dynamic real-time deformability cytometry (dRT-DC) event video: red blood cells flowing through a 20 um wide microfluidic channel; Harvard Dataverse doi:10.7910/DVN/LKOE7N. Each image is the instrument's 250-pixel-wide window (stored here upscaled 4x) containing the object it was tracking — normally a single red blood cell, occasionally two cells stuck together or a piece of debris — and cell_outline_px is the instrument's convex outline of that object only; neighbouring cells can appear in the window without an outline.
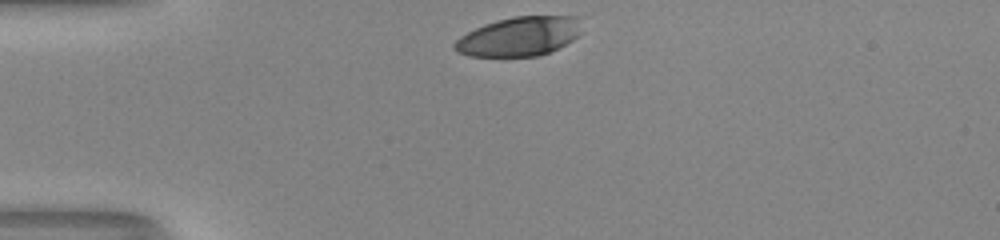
{"species": "human", "species_latin": "Homo sapiens", "temperature_condition": "room temperature", "stored_images_in_passage": 30, "camera_frame_rate_fps": 3000, "um_per_image_px": 0.085, "donor": {"sex": "male"}, "frame": {"image": 1, "passage_image": 1, "time_ms": 0.0, "image_size_px": [1000, 240], "cell_outline_px": [[576, 36], [572, 40], [540, 56], [468, 56], [456, 52], [452, 48], [452, 44], [460, 36], [484, 24], [496, 20], [512, 16], [576, 16]], "centroid_in_image_um": [44.0, 3.11], "position_along_channel_um": 41.0, "area_um2": 28.55}}
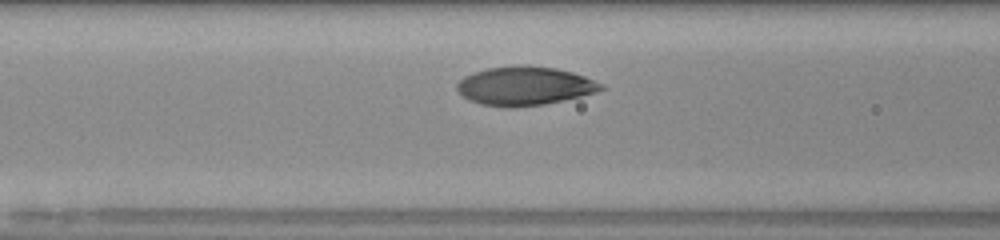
{"frame": {"image": 2, "passage_image": 10, "time_ms": 3.0, "image_size_px": [1000, 240], "cell_outline_px": [[604, 88], [580, 96], [564, 100], [544, 104], [512, 108], [508, 108], [480, 104], [464, 96], [456, 88], [456, 84], [464, 76], [472, 72], [488, 68], [516, 64], [528, 64], [556, 68], [572, 72], [584, 76], [604, 84]], "centroid_in_image_um": [44.57, 7.29], "position_along_channel_um": 122.0, "area_um2": 32.66}}
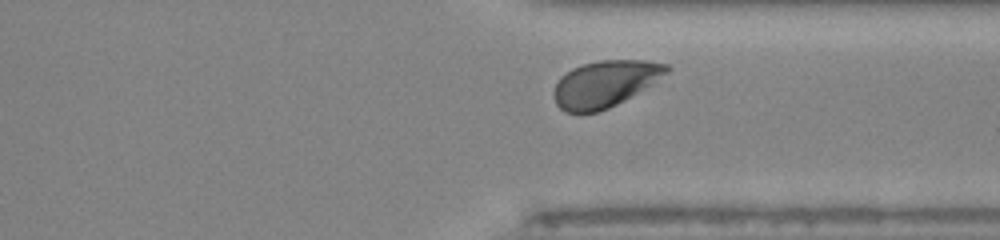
{"frame": {"image": 3, "passage_image": 28, "time_ms": 9.0, "image_size_px": [1000, 240], "cell_outline_px": [[672, 68], [656, 84], [600, 112], [564, 112], [556, 104], [552, 92], [560, 76], [572, 68], [584, 64], [600, 60], [644, 60], [668, 64]], "centroid_in_image_um": [51.46, 7.12], "position_along_channel_um": 359.9, "area_um2": 30.92}, "authors_computed_cell_mechanics": {"area_um2": 32.079, "velocity_mm_per_s": 3.9504, "shape_relaxation_time_tau1_ms": 2.3443, "shape_relaxation_time_tau2_ms": null, "deformation_change_tau1": 0.1483, "deformation_change_tau2": null}}